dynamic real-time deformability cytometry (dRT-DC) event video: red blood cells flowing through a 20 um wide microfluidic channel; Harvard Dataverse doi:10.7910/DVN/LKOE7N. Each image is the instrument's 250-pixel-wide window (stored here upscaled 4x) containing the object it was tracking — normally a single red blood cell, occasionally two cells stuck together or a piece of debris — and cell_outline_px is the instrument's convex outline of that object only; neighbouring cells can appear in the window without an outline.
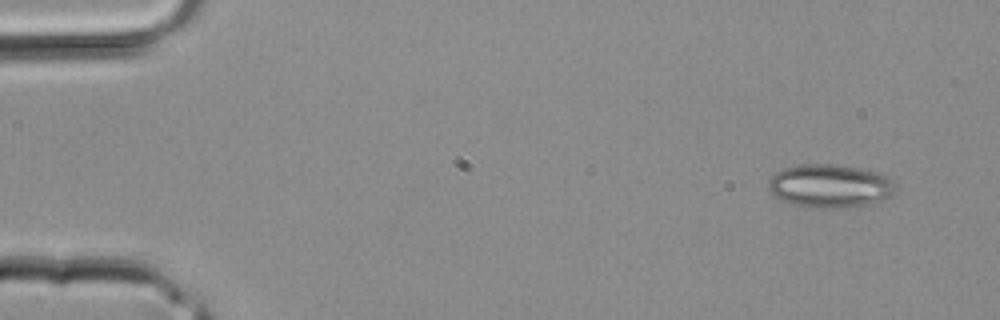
{"species": "common noctule bat (a hibernating species)", "species_latin": "Nyctalus noctula", "temperature_condition": "room temperature", "stored_images_in_passage": 4, "camera_frame_rate_fps": 3000, "um_per_image_px": 0.085, "animal": {"sex": "male", "body_mass_g": 20.4}, "frame": {"image": 1, "passage_image": 1, "time_ms": 0.0, "image_size_px": [1000, 320], "cell_outline_px": [[900, 188], [896, 192], [872, 204], [844, 208], [820, 208], [792, 204], [772, 196], [768, 188], [768, 180], [776, 172], [784, 168], [800, 164], [836, 164], [876, 172], [888, 176]], "centroid_in_image_um": [70.55, 15.81], "position_along_channel_um": 14.4, "area_um2": 32.43}}
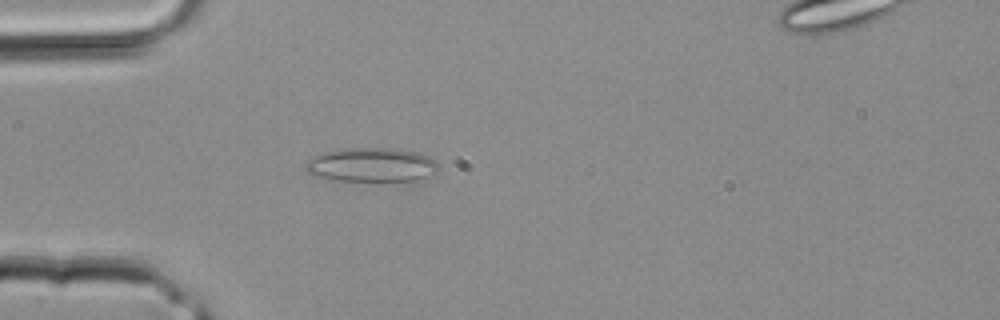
{"frame": {"image": 2, "passage_image": 3, "time_ms": 0.667, "image_size_px": [1000, 320], "cell_outline_px": [[440, 168], [436, 176], [416, 180], [336, 180], [312, 176], [304, 172], [304, 164], [308, 160], [320, 152], [360, 148], [392, 148], [420, 152], [436, 160], [440, 164]], "centroid_in_image_um": [31.63, 14.02], "position_along_channel_um": 53.4, "area_um2": 26.82}}